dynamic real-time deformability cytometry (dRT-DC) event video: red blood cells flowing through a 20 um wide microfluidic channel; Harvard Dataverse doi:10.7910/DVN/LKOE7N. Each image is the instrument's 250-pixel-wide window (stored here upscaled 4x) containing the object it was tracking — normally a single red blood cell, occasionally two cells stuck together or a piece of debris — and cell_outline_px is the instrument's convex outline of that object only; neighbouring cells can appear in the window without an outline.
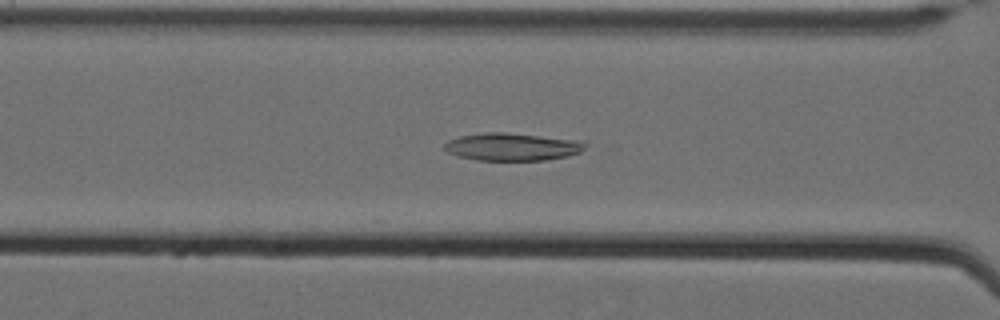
{"species": "Egyptian fruit bat (a non-hibernating species)", "species_latin": "Rousettus aegyptiacus", "temperature_condition": "cold", "stored_images_in_passage": 63, "camera_frame_rate_fps": 3000, "um_per_image_px": 0.085, "animal": {"sex": "female"}, "frame": {"image": 1, "passage_image": 31, "time_ms": 10.0, "image_size_px": [1000, 320], "cell_outline_px": [[588, 144], [580, 152], [568, 156], [544, 160], [476, 160], [456, 156], [448, 152], [444, 148], [444, 144], [448, 140], [460, 136], [484, 132], [504, 132], [584, 140]], "centroid_in_image_um": [43.56, 12.47], "position_along_channel_um": 123.0, "area_um2": 22.89}}
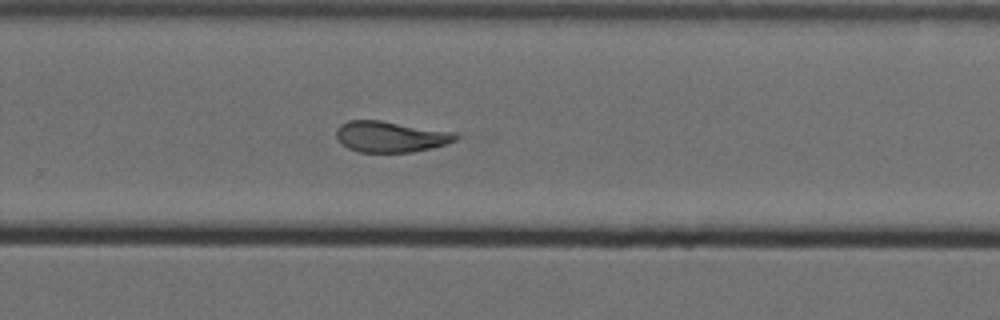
{"frame": {"image": 2, "passage_image": 46, "time_ms": 15.0, "image_size_px": [1000, 320], "cell_outline_px": [[460, 136], [456, 140], [448, 144], [432, 148], [412, 152], [360, 152], [348, 148], [340, 144], [336, 140], [336, 128], [340, 124], [348, 120], [380, 120], [456, 132]], "centroid_in_image_um": [33.19, 11.61], "position_along_channel_um": 296.6, "area_um2": 21.91}}
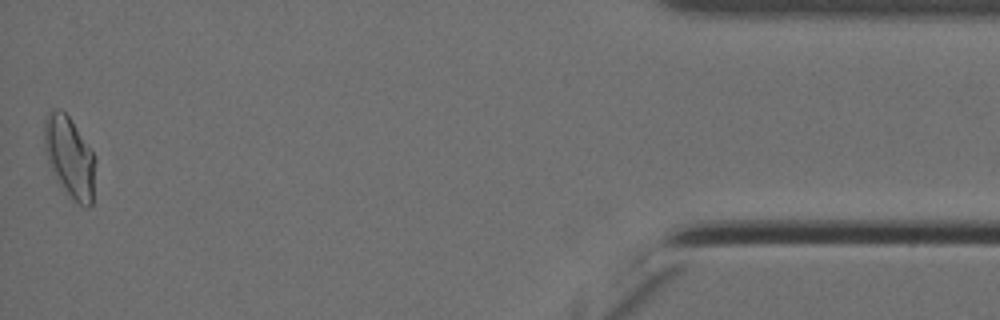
{"frame": {"image": 3, "passage_image": 63, "time_ms": 20.667, "image_size_px": [1000, 320], "cell_outline_px": [[96, 160], [92, 204], [88, 208], [72, 200], [64, 192], [48, 164], [44, 148], [44, 120], [48, 112], [52, 108], [60, 108], [68, 116], [96, 156]], "centroid_in_image_um": [5.91, 13.36], "position_along_channel_um": 429.3, "area_um2": 24.45}, "authors_computed_cell_mechanics": {"area_um2": 23.0044, "velocity_mm_per_s": 3.4736, "shape_relaxation_time_tau1_ms": null, "shape_relaxation_time_tau2_ms": 4.5599, "deformation_change_tau1": null, "deformation_change_tau2": 0.1232}}